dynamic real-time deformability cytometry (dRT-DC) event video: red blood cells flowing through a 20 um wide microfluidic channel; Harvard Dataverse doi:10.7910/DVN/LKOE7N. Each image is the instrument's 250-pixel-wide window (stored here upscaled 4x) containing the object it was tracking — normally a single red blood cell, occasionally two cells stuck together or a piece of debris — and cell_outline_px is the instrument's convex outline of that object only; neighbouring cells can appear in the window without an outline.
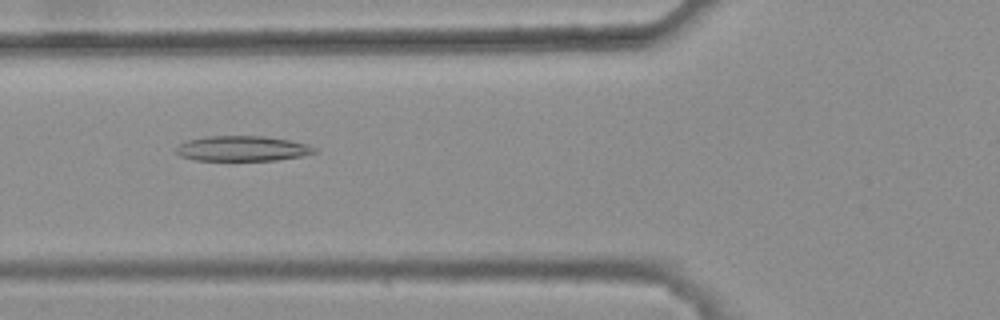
{"species": "common noctule bat (a hibernating species)", "species_latin": "Nyctalus noctula", "temperature_condition": "warm", "stored_images_in_passage": 35, "camera_frame_rate_fps": 3000, "um_per_image_px": 0.085, "animal": {"sex": "female", "body_mass_g": 25.1}, "frame": {"image": 1, "passage_image": 8, "time_ms": 2.333, "image_size_px": [1000, 320], "cell_outline_px": [[320, 152], [300, 156], [276, 160], [196, 160], [180, 156], [176, 152], [176, 148], [180, 144], [188, 140], [204, 136], [264, 136], [288, 140], [308, 144], [316, 148]], "centroid_in_image_um": [20.62, 12.62], "position_along_channel_um": 105.2, "area_um2": 20.29}}
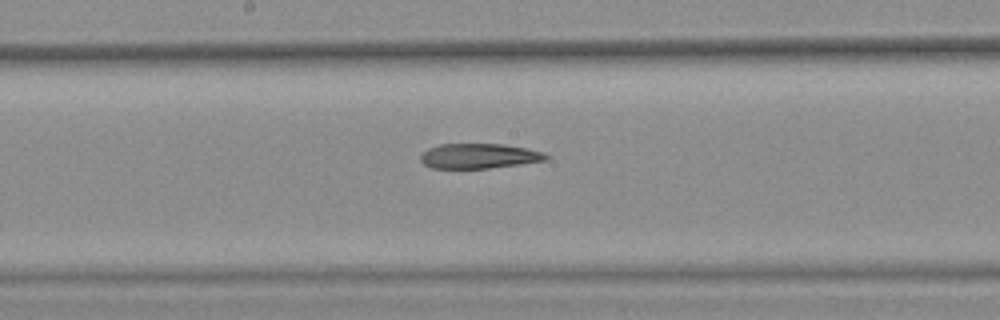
{"frame": {"image": 2, "passage_image": 16, "time_ms": 5.0, "image_size_px": [1000, 320], "cell_outline_px": [[548, 160], [520, 164], [488, 168], [432, 168], [424, 164], [420, 160], [420, 156], [428, 148], [440, 144], [504, 144], [528, 148], [544, 152], [548, 156]], "centroid_in_image_um": [40.74, 13.25], "position_along_channel_um": 207.5, "area_um2": 18.26}}
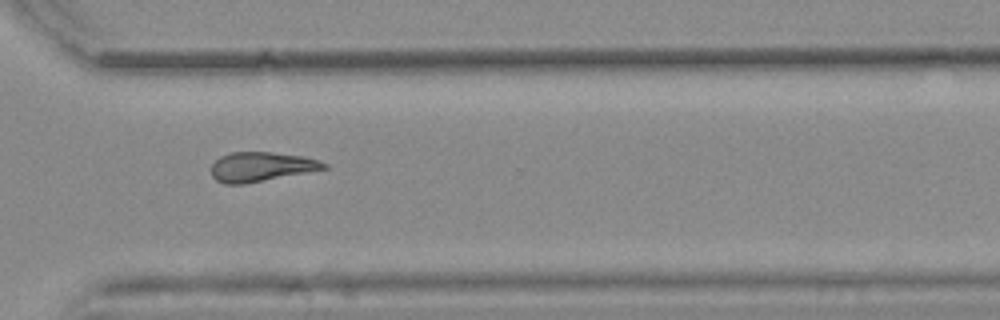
{"frame": {"image": 3, "passage_image": 27, "time_ms": 8.667, "image_size_px": [1000, 320], "cell_outline_px": [[328, 168], [244, 184], [224, 184], [216, 180], [212, 176], [212, 164], [220, 156], [232, 152], [272, 152], [304, 156], [328, 164]], "centroid_in_image_um": [22.18, 14.17], "position_along_channel_um": 348.4, "area_um2": 19.19}, "authors_computed_cell_mechanics": {"area_um2": 19.5942, "velocity_mm_per_s": 3.8355, "shape_relaxation_time_tau1_ms": null, "shape_relaxation_time_tau2_ms": 9.2087, "deformation_change_tau1": null, "deformation_change_tau2": 0.2272}}